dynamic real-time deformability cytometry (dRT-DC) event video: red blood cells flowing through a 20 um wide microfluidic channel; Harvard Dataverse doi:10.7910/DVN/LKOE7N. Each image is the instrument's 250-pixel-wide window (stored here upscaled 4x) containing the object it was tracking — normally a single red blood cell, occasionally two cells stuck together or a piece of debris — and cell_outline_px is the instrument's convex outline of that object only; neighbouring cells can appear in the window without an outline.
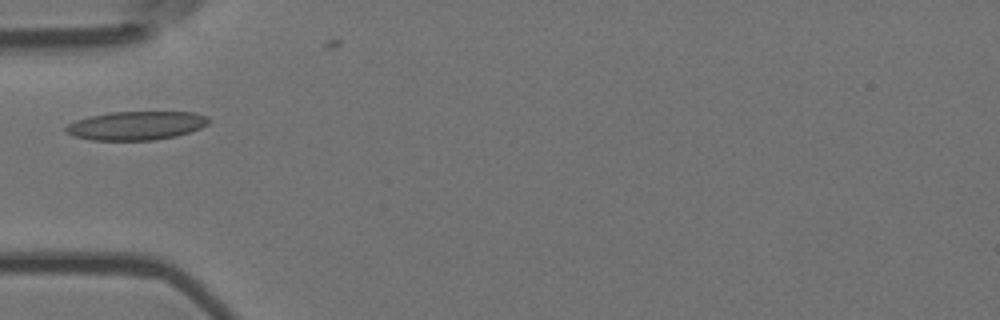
{"species": "Egyptian fruit bat (a non-hibernating species)", "species_latin": "Rousettus aegyptiacus", "temperature_condition": "room temperature", "stored_images_in_passage": 2, "camera_frame_rate_fps": 3000, "um_per_image_px": 0.085, "animal": {"sex": "female"}, "frame": {"image": 1, "passage_image": 1, "time_ms": 0.0, "image_size_px": [1000, 320], "cell_outline_px": [[212, 120], [208, 124], [200, 128], [176, 136], [156, 140], [92, 140], [72, 136], [64, 132], [64, 128], [68, 124], [76, 120], [88, 116], [112, 112], [196, 112], [208, 116]], "centroid_in_image_um": [11.58, 10.67], "position_along_channel_um": 73.4, "area_um2": 24.1}}
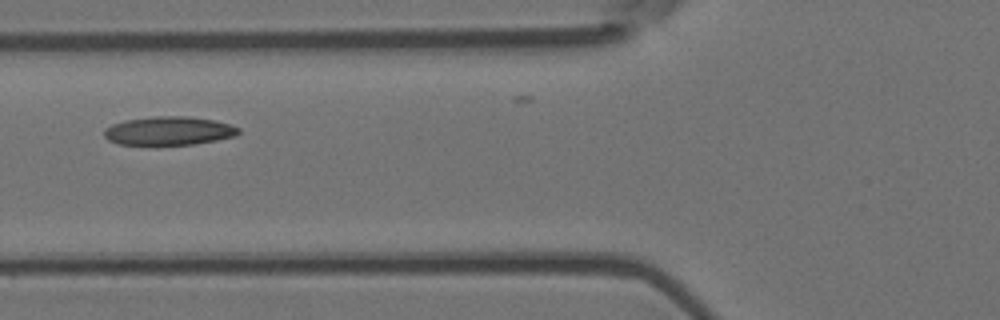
{"frame": {"image": 2, "passage_image": 2, "time_ms": 0.333, "image_size_px": [1000, 320], "cell_outline_px": [[240, 132], [236, 136], [216, 140], [192, 144], [156, 148], [116, 144], [108, 140], [104, 136], [104, 128], [112, 124], [124, 120], [156, 116], [188, 116], [216, 120], [240, 128]], "centroid_in_image_um": [14.29, 11.17], "position_along_channel_um": 111.5, "area_um2": 23.47}}